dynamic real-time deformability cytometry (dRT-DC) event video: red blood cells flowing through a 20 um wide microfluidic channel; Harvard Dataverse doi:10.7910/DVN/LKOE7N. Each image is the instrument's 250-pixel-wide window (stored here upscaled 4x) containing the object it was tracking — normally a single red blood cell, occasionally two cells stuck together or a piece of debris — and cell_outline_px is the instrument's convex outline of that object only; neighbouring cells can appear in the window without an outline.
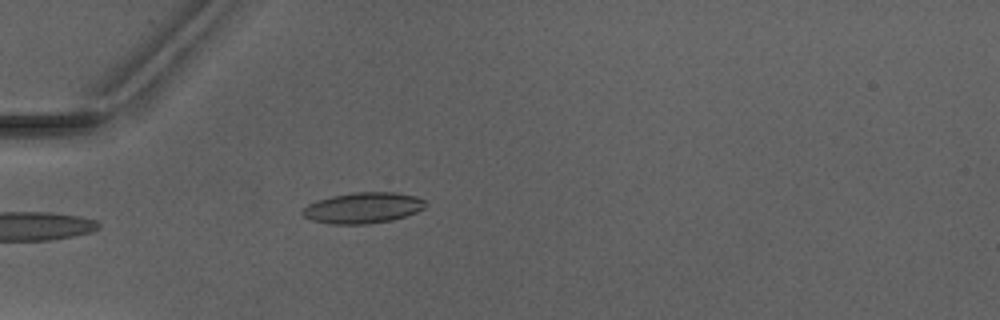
{"species": "Egyptian fruit bat (a non-hibernating species)", "species_latin": "Rousettus aegyptiacus", "temperature_condition": "warm", "stored_images_in_passage": 1, "camera_frame_rate_fps": 3000, "um_per_image_px": 0.085, "animal": {"sex": "male"}, "frame": {"image": 1, "passage_image": 1, "time_ms": 0.0, "image_size_px": [1000, 320], "cell_outline_px": [[424, 208], [416, 212], [392, 220], [368, 224], [332, 224], [312, 220], [304, 216], [300, 212], [308, 204], [316, 200], [332, 196], [352, 192], [396, 192], [416, 196], [424, 200]], "centroid_in_image_um": [30.83, 17.66], "position_along_channel_um": 54.2, "area_um2": 22.08}}